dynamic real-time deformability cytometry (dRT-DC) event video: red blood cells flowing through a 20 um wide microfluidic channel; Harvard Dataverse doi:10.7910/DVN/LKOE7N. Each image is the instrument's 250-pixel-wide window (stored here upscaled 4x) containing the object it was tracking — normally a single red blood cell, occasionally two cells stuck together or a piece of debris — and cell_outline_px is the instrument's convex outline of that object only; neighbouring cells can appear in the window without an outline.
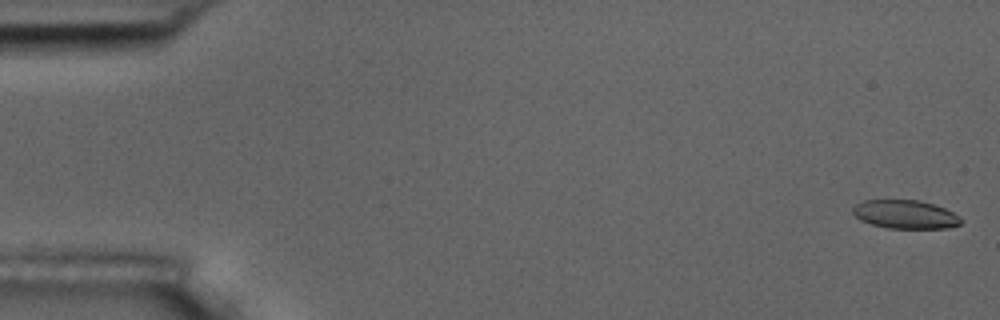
{"species": "common noctule bat (a hibernating species)", "species_latin": "Nyctalus noctula", "temperature_condition": "room temperature", "stored_images_in_passage": 5, "camera_frame_rate_fps": 3000, "um_per_image_px": 0.085, "animal": {"sex": "male", "body_mass_g": 17.5, "forearm_length_mm": 52.3}, "frame": {"image": 1, "passage_image": 1, "time_ms": 0.0, "image_size_px": [1000, 320], "cell_outline_px": [[964, 220], [960, 224], [944, 228], [888, 228], [872, 224], [860, 220], [852, 212], [852, 208], [856, 204], [864, 200], [920, 200], [944, 208], [960, 216]], "centroid_in_image_um": [76.95, 18.22], "position_along_channel_um": 8.1, "area_um2": 17.92}}
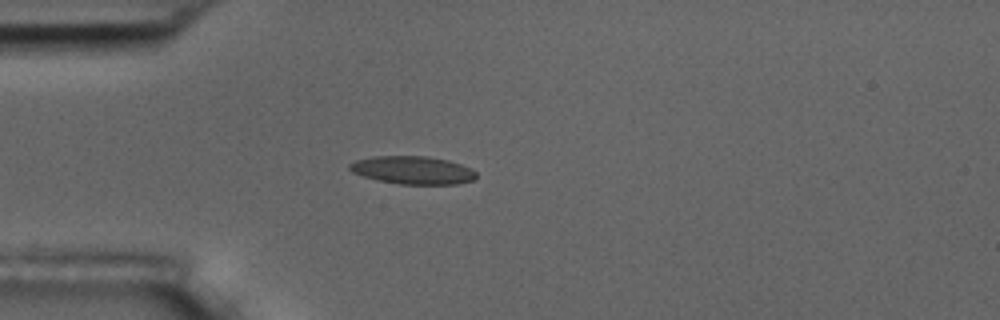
{"frame": {"image": 2, "passage_image": 5, "time_ms": 4.667, "image_size_px": [1000, 320], "cell_outline_px": [[476, 176], [472, 180], [456, 184], [400, 184], [376, 180], [352, 172], [348, 168], [348, 164], [356, 160], [372, 156], [428, 156], [448, 160], [472, 168], [476, 172]], "centroid_in_image_um": [35.06, 14.45], "position_along_channel_um": 49.9, "area_um2": 20.69}}